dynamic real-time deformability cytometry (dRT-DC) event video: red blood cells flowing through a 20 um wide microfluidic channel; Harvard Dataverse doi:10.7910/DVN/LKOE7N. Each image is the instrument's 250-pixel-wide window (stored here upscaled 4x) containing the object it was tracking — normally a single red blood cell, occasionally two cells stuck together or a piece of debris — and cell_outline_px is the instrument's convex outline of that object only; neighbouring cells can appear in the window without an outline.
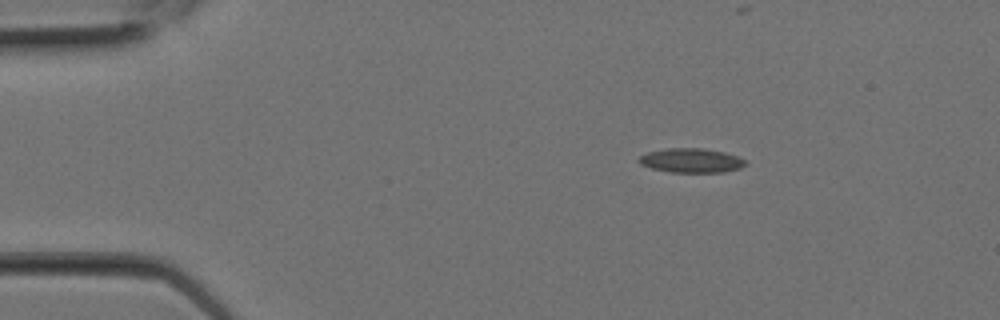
{"species": "Egyptian fruit bat (a non-hibernating species)", "species_latin": "Rousettus aegyptiacus", "temperature_condition": "room temperature", "stored_images_in_passage": 4, "camera_frame_rate_fps": 3000, "um_per_image_px": 0.085, "animal": {"sex": "female"}, "frame": {"image": 1, "passage_image": 4, "time_ms": 1.0, "image_size_px": [1000, 320], "cell_outline_px": [[748, 164], [740, 168], [724, 172], [672, 172], [652, 168], [640, 164], [636, 160], [640, 156], [648, 152], [668, 148], [704, 148], [724, 152], [736, 156], [744, 160]], "centroid_in_image_um": [58.75, 13.64], "position_along_channel_um": 26.3, "area_um2": 15.03}}